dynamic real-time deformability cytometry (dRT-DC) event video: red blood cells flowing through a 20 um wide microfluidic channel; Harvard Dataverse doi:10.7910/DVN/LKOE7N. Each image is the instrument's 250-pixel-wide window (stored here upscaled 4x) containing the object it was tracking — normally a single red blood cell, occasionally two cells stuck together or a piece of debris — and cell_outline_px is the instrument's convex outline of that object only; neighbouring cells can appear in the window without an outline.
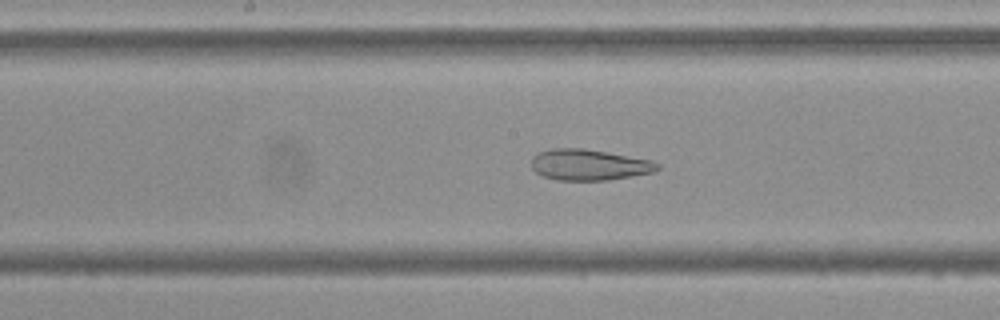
{"species": "Egyptian fruit bat (a non-hibernating species)", "species_latin": "Rousettus aegyptiacus", "temperature_condition": "cold", "stored_images_in_passage": 52, "camera_frame_rate_fps": 3000, "um_per_image_px": 0.085, "frame": {"image": 1, "passage_image": 25, "time_ms": 8.0, "image_size_px": [1000, 320], "cell_outline_px": [[660, 168], [652, 172], [608, 180], [556, 180], [544, 176], [536, 172], [532, 168], [532, 156], [540, 152], [552, 148], [584, 148], [652, 160], [660, 164]], "centroid_in_image_um": [50.07, 14.0], "position_along_channel_um": 198.1, "area_um2": 22.66}}
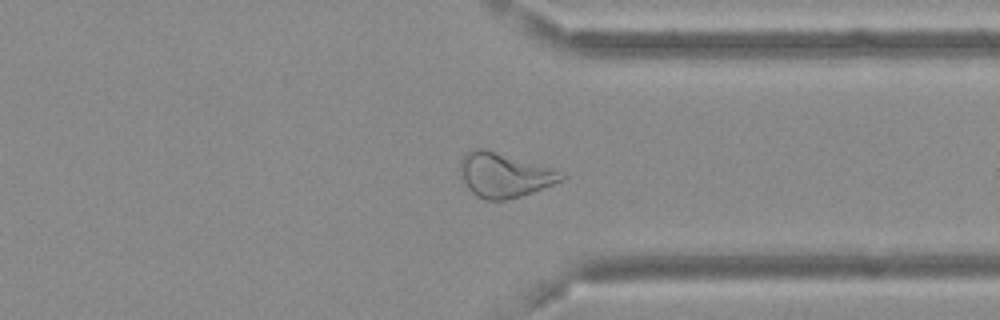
{"frame": {"image": 2, "passage_image": 39, "time_ms": 12.667, "image_size_px": [1000, 320], "cell_outline_px": [[564, 176], [560, 180], [552, 184], [532, 192], [520, 196], [504, 200], [484, 200], [476, 196], [464, 184], [460, 172], [460, 160], [468, 152], [476, 148], [484, 148], [564, 172]], "centroid_in_image_um": [42.81, 14.88], "position_along_channel_um": 368.6, "area_um2": 25.78}}
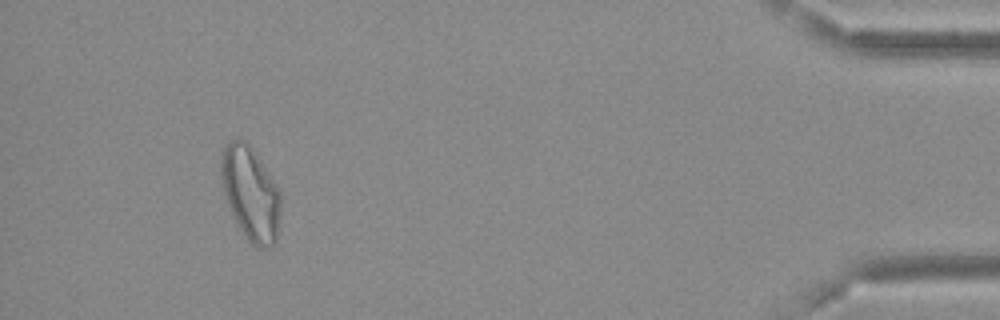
{"frame": {"image": 3, "passage_image": 48, "time_ms": 15.667, "image_size_px": [1000, 320], "cell_outline_px": [[280, 212], [276, 240], [268, 248], [260, 248], [252, 244], [244, 236], [236, 224], [232, 216], [220, 184], [220, 152], [224, 144], [232, 140], [244, 140], [252, 148], [280, 188]], "centroid_in_image_um": [21.26, 16.43], "position_along_channel_um": 413.9, "area_um2": 33.12}, "authors_computed_cell_mechanics": {"area_um2": 28.9, "velocity_mm_per_s": 3.6717, "shape_relaxation_time_tau1_ms": null, "shape_relaxation_time_tau2_ms": 2.5444, "deformation_change_tau1": null, "deformation_change_tau2": 0.1115}}